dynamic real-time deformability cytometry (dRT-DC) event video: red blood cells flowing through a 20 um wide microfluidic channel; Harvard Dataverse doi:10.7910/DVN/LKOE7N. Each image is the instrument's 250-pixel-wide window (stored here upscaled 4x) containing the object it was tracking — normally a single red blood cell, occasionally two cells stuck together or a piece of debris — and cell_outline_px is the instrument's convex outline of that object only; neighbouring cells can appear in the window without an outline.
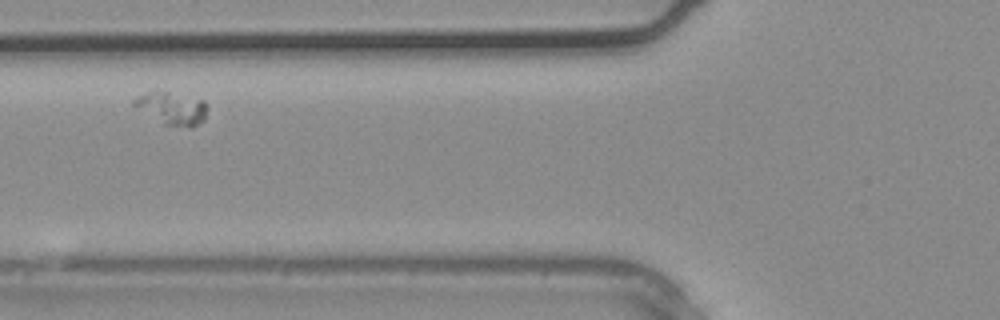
{"species": "common noctule bat (a hibernating species)", "species_latin": "Nyctalus noctula", "temperature_condition": "warm", "stored_images_in_passage": 21, "camera_frame_rate_fps": 3000, "um_per_image_px": 0.085, "animal": {"sex": "male", "body_mass_g": 20.4}, "frame": {"image": 1, "passage_image": 4, "time_ms": 1.0, "image_size_px": [1000, 320], "cell_outline_px": [[204, 120], [192, 128], [188, 128], [164, 124], [132, 104], [132, 100], [152, 88], [156, 88], [204, 100]], "centroid_in_image_um": [14.58, 9.16], "position_along_channel_um": 111.2, "area_um2": 13.93}}